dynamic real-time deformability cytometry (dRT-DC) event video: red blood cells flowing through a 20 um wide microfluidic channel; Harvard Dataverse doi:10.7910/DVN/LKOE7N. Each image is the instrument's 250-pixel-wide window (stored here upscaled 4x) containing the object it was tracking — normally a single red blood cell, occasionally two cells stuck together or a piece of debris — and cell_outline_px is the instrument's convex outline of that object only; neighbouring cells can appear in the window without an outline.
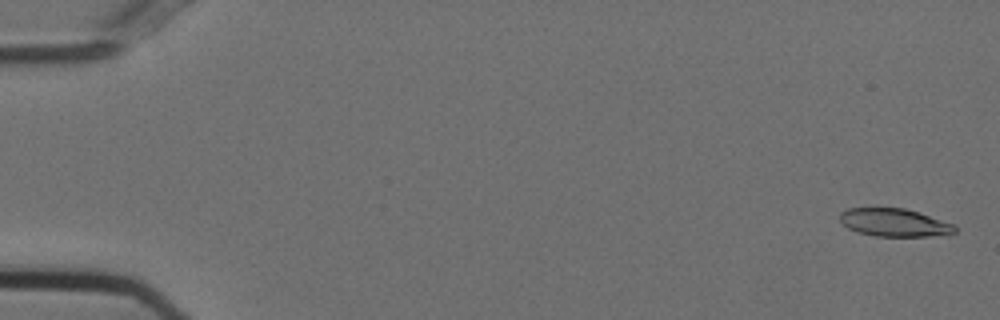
{"species": "Egyptian fruit bat (a non-hibernating species)", "species_latin": "Rousettus aegyptiacus", "temperature_condition": "cold", "stored_images_in_passage": 55, "camera_frame_rate_fps": 3000, "um_per_image_px": 0.085, "animal": {"sex": "female"}, "frame": {"image": 1, "passage_image": 2, "time_ms": 0.333, "image_size_px": [1000, 320], "cell_outline_px": [[956, 232], [948, 236], [876, 236], [856, 232], [848, 228], [840, 220], [840, 212], [848, 208], [904, 208], [952, 224], [956, 228]], "centroid_in_image_um": [76.01, 18.93], "position_along_channel_um": 9.0, "area_um2": 18.61}}
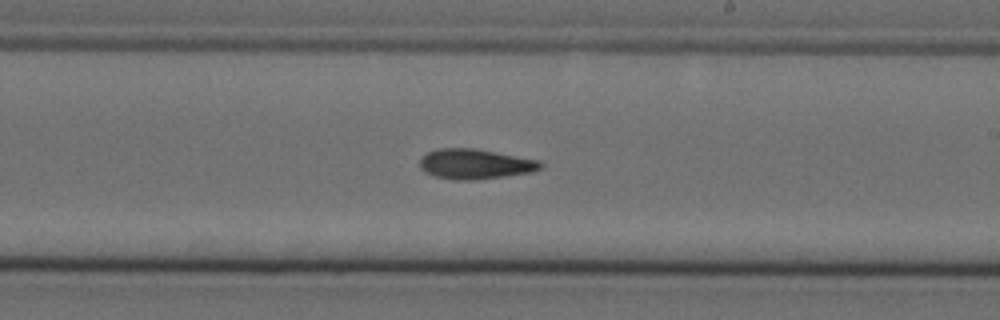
{"frame": {"image": 2, "passage_image": 33, "time_ms": 10.667, "image_size_px": [1000, 320], "cell_outline_px": [[544, 164], [540, 168], [532, 172], [504, 176], [472, 180], [456, 180], [436, 176], [424, 172], [420, 168], [420, 156], [428, 152], [440, 148], [476, 148], [540, 160]], "centroid_in_image_um": [40.38, 13.93], "position_along_channel_um": 248.6, "area_um2": 21.21}}
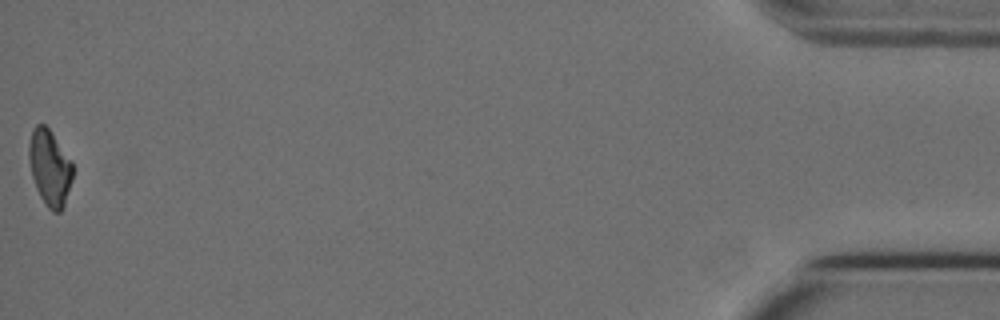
{"frame": {"image": 3, "passage_image": 55, "time_ms": 18.0, "image_size_px": [1000, 320], "cell_outline_px": [[72, 180], [64, 208], [60, 212], [52, 212], [48, 208], [40, 196], [36, 188], [32, 176], [28, 160], [28, 144], [32, 128], [36, 124], [44, 124], [48, 128], [72, 160]], "centroid_in_image_um": [4.22, 14.26], "position_along_channel_um": 431.0, "area_um2": 19.59}, "authors_computed_cell_mechanics": {"area_um2": 20.1722, "velocity_mm_per_s": 3.7293, "shape_relaxation_time_tau1_ms": null, "shape_relaxation_time_tau2_ms": 10.4589, "deformation_change_tau1": null, "deformation_change_tau2": 0.214}}